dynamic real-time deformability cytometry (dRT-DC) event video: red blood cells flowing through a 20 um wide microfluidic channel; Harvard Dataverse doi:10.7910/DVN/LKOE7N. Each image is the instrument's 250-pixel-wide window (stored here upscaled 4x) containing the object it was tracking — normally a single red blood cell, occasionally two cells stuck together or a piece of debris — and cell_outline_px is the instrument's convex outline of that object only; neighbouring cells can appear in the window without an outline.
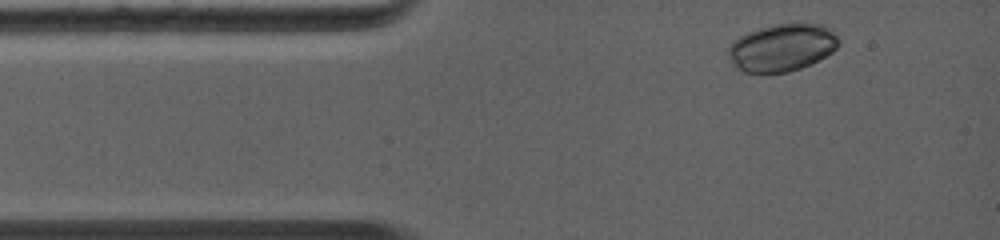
{"species": "common noctule bat (a hibernating species)", "species_latin": "Nyctalus noctula", "temperature_condition": "warm", "stored_images_in_passage": 3, "camera_frame_rate_fps": 5000, "um_per_image_px": 0.085, "animal": {"sex": "female", "body_mass_g": 19.0, "forearm_length_mm": 56.7}, "frame": {"image": 1, "passage_image": 1, "time_ms": 0.0, "image_size_px": [1000, 240], "cell_outline_px": [[840, 44], [832, 52], [800, 68], [788, 72], [764, 76], [744, 72], [732, 64], [728, 56], [728, 48], [732, 40], [748, 32], [760, 28], [792, 20], [804, 20], [824, 24], [832, 28], [840, 40]], "centroid_in_image_um": [66.48, 4.01], "position_along_channel_um": 18.5, "area_um2": 31.91}}